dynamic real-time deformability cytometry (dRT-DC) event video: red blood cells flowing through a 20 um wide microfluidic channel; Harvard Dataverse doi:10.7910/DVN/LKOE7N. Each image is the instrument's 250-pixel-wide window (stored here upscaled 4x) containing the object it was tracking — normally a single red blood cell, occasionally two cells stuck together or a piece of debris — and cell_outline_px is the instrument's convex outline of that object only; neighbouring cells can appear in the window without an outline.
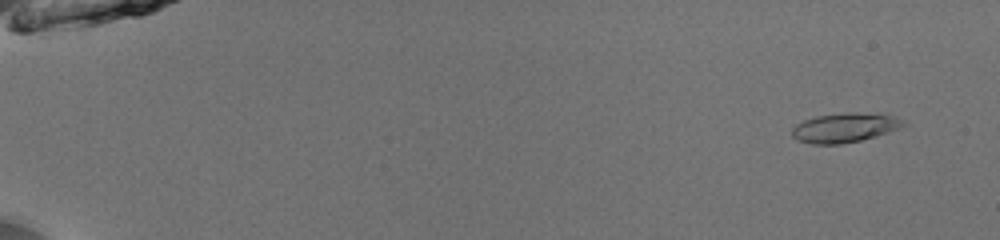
{"species": "common noctule bat (a hibernating species)", "species_latin": "Nyctalus noctula", "temperature_condition": "room temperature", "stored_images_in_passage": 53, "camera_frame_rate_fps": 3000, "um_per_image_px": 0.085, "animal": {"sex": "male", "body_mass_g": 13.0, "forearm_length_mm": 53.1}, "frame": {"image": 1, "passage_image": 4, "time_ms": 1.0, "image_size_px": [1000, 240], "cell_outline_px": [[908, 124], [900, 128], [888, 132], [860, 140], [840, 144], [812, 144], [796, 140], [792, 136], [792, 128], [796, 124], [804, 120], [816, 116], [844, 112], [852, 112], [892, 116], [904, 120]], "centroid_in_image_um": [71.77, 10.85], "position_along_channel_um": 13.2, "area_um2": 18.96}}
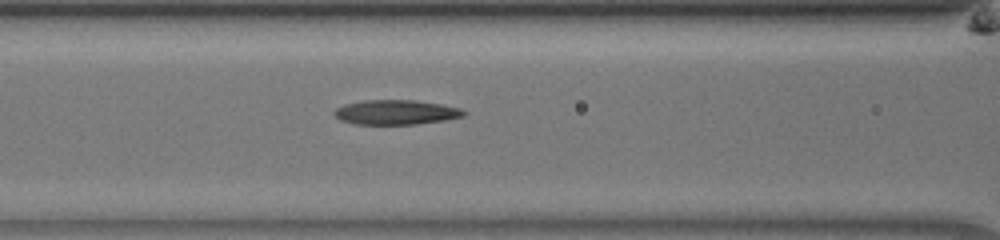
{"frame": {"image": 2, "passage_image": 25, "time_ms": 8.0, "image_size_px": [1000, 240], "cell_outline_px": [[468, 112], [464, 116], [444, 120], [416, 124], [356, 124], [340, 120], [332, 112], [336, 108], [344, 104], [364, 100], [416, 100], [440, 104], [460, 108]], "centroid_in_image_um": [33.65, 9.54], "position_along_channel_um": 132.9, "area_um2": 18.61}}
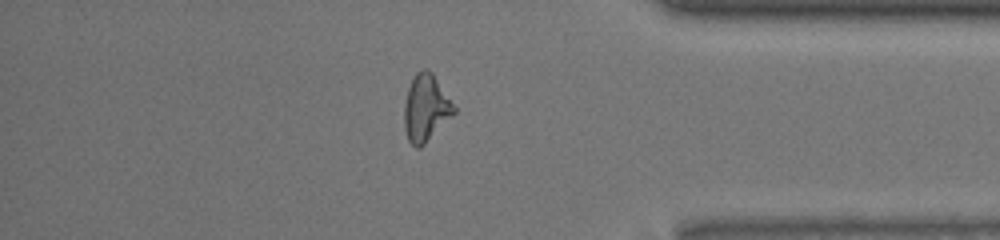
{"frame": {"image": 3, "passage_image": 46, "time_ms": 15.0, "image_size_px": [1000, 240], "cell_outline_px": [[456, 112], [420, 148], [416, 148], [408, 140], [404, 128], [404, 104], [408, 88], [416, 72], [424, 68], [428, 68], [432, 72], [456, 108]], "centroid_in_image_um": [36.18, 9.17], "position_along_channel_um": 399.0, "area_um2": 19.25}, "authors_computed_cell_mechanics": {"area_um2": 18.6116, "velocity_mm_per_s": 4.006, "shape_relaxation_time_tau1_ms": null, "shape_relaxation_time_tau2_ms": 3.7291, "deformation_change_tau1": null, "deformation_change_tau2": 0.1486}}